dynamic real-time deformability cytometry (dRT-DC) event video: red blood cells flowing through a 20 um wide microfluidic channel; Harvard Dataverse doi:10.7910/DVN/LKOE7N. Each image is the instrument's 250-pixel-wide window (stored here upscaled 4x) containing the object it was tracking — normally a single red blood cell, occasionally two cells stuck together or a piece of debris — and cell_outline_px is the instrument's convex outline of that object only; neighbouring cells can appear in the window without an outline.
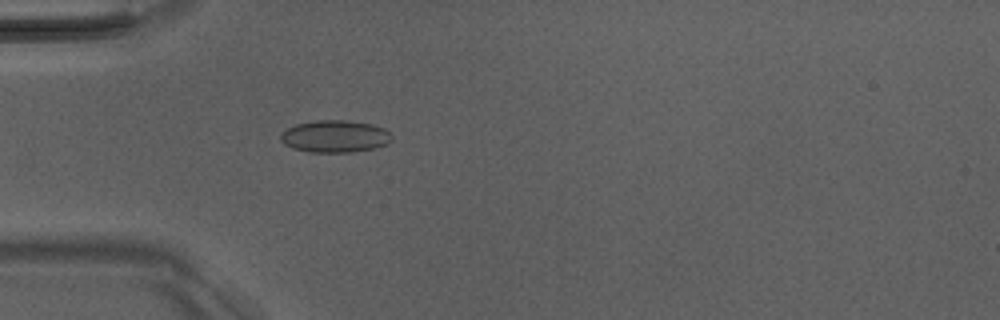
{"species": "Egyptian fruit bat (a non-hibernating species)", "species_latin": "Rousettus aegyptiacus", "temperature_condition": "room temperature", "stored_images_in_passage": 51, "camera_frame_rate_fps": 3000, "um_per_image_px": 0.085, "animal": {"sex": "male"}, "frame": {"image": 1, "passage_image": 16, "time_ms": 5.0, "image_size_px": [1000, 320], "cell_outline_px": [[392, 140], [388, 144], [376, 148], [352, 152], [308, 152], [292, 148], [284, 144], [280, 140], [280, 136], [288, 128], [296, 124], [316, 120], [344, 120], [372, 124], [384, 128], [392, 136]], "centroid_in_image_um": [28.49, 11.6], "position_along_channel_um": 56.5, "area_um2": 20.92}}
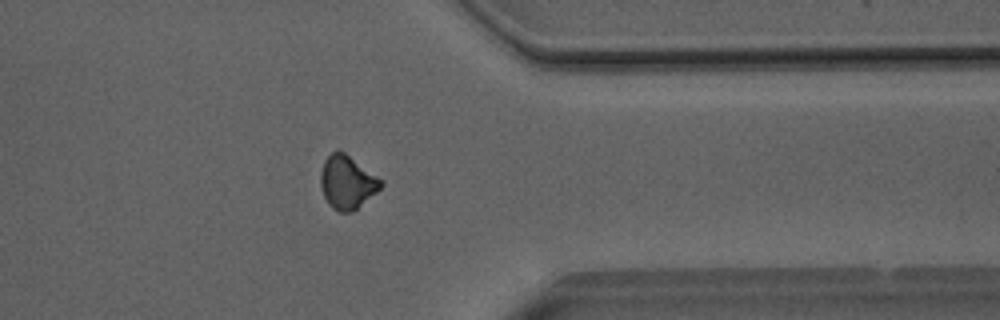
{"frame": {"image": 2, "passage_image": 41, "time_ms": 13.333, "image_size_px": [1000, 320], "cell_outline_px": [[384, 184], [376, 192], [352, 212], [340, 212], [332, 208], [328, 204], [324, 196], [320, 184], [320, 176], [324, 160], [332, 152], [340, 148], [384, 180]], "centroid_in_image_um": [29.52, 15.46], "position_along_channel_um": 381.9, "area_um2": 18.96}}
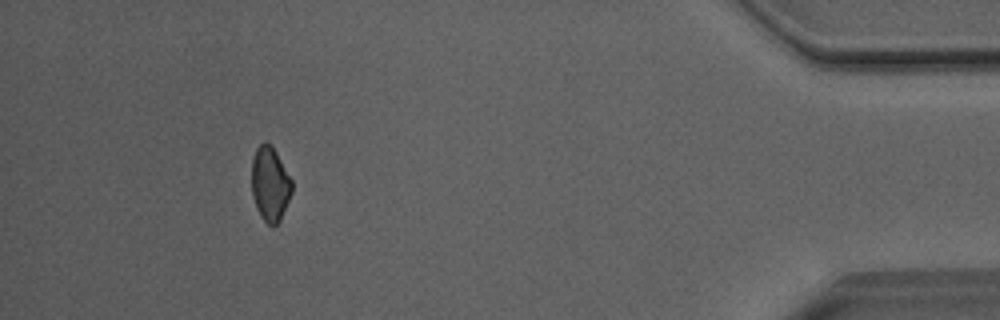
{"frame": {"image": 3, "passage_image": 47, "time_ms": 15.333, "image_size_px": [1000, 320], "cell_outline_px": [[292, 192], [280, 220], [272, 228], [260, 216], [256, 208], [252, 196], [252, 156], [256, 148], [264, 140], [276, 152], [292, 180]], "centroid_in_image_um": [22.94, 15.65], "position_along_channel_um": 412.3, "area_um2": 17.46}, "authors_computed_cell_mechanics": {"area_um2": 19.1318, "velocity_mm_per_s": 4.0871, "shape_relaxation_time_tau1_ms": 4.5295, "shape_relaxation_time_tau2_ms": 1.8645, "deformation_change_tau1": 0.0731, "deformation_change_tau2": 0.0743}}